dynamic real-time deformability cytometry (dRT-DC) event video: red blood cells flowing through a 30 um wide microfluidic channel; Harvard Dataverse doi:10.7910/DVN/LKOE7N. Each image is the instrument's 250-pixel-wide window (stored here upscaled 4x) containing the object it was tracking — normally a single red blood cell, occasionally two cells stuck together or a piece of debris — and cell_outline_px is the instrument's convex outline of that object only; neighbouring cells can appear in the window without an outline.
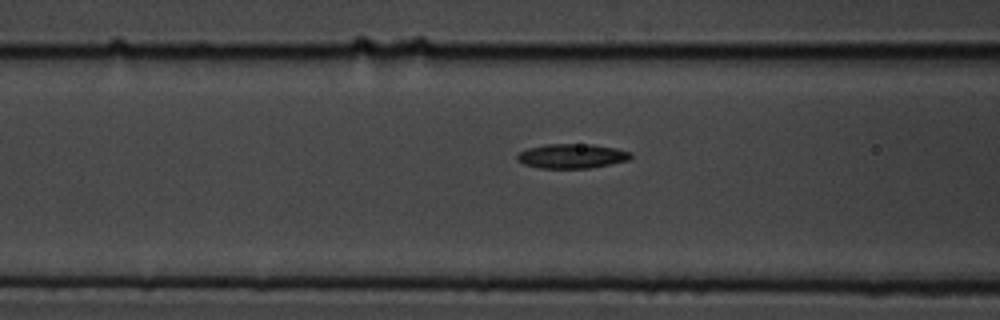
{"species": "common noctule bat (a hibernating species)", "species_latin": "Nyctalus noctula", "temperature_condition": "cold", "stored_images_in_passage": 18, "camera_frame_rate_fps": 3000, "um_per_image_px": 0.085, "animal": {"sex": "male", "body_mass_g": 19.5, "forearm_length_mm": 54.6}, "frame": {"image": 1, "passage_image": 16, "time_ms": 5.0, "image_size_px": [1000, 320], "cell_outline_px": [[632, 156], [628, 160], [612, 164], [592, 168], [540, 168], [524, 164], [516, 160], [516, 156], [520, 152], [528, 148], [544, 144], [592, 144], [616, 148], [632, 152]], "centroid_in_image_um": [48.62, 13.26], "position_along_channel_um": 118.0, "area_um2": 16.36}}